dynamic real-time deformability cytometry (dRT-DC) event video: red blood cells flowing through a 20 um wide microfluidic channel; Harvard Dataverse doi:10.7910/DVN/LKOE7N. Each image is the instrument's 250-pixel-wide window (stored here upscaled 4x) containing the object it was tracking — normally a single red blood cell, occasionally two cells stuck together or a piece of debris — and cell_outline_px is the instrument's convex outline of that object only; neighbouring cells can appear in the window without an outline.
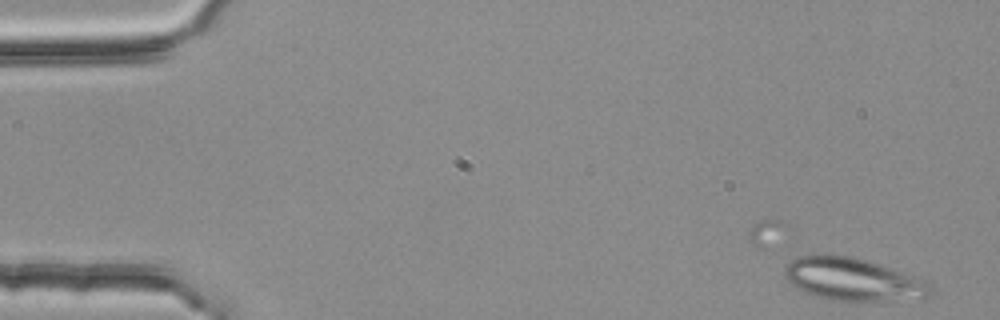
{"species": "common noctule bat (a hibernating species)", "species_latin": "Nyctalus noctula", "temperature_condition": "room temperature", "stored_images_in_passage": 5, "camera_frame_rate_fps": 3000, "um_per_image_px": 0.085, "animal": {"sex": "female", "body_mass_g": 25.1}, "frame": {"image": 1, "passage_image": 2, "time_ms": 0.333, "image_size_px": [1000, 320], "cell_outline_px": [[932, 292], [924, 300], [896, 304], [832, 300], [816, 296], [804, 292], [792, 284], [784, 276], [784, 264], [796, 256], [852, 256], [912, 276], [932, 284]], "centroid_in_image_um": [72.58, 23.83], "position_along_channel_um": 12.4, "area_um2": 37.05}}